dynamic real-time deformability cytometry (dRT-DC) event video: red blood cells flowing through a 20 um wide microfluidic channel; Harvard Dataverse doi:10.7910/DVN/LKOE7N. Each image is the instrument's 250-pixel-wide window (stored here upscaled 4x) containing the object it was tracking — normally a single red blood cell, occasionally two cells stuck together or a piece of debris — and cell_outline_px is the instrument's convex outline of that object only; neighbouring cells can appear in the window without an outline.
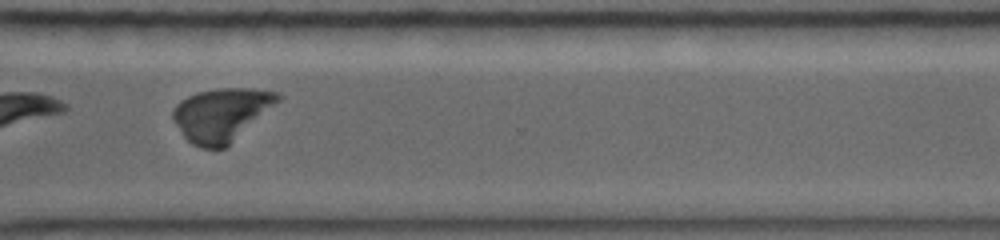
{"species": "common noctule bat (a hibernating species)", "species_latin": "Nyctalus noctula", "temperature_condition": "warm", "stored_images_in_passage": 12, "camera_frame_rate_fps": 5000, "um_per_image_px": 0.085, "animal": {"sex": "female", "body_mass_g": 19.0, "forearm_length_mm": 56.7}, "frame": {"image": 1, "passage_image": 10, "time_ms": 7.6, "image_size_px": [1000, 240], "cell_outline_px": [[284, 96], [280, 100], [224, 148], [200, 148], [192, 144], [184, 136], [172, 120], [172, 112], [176, 104], [180, 100], [196, 92], [220, 88], [252, 88], [280, 92]], "centroid_in_image_um": [18.8, 9.71], "position_along_channel_um": 351.8, "area_um2": 32.25}}